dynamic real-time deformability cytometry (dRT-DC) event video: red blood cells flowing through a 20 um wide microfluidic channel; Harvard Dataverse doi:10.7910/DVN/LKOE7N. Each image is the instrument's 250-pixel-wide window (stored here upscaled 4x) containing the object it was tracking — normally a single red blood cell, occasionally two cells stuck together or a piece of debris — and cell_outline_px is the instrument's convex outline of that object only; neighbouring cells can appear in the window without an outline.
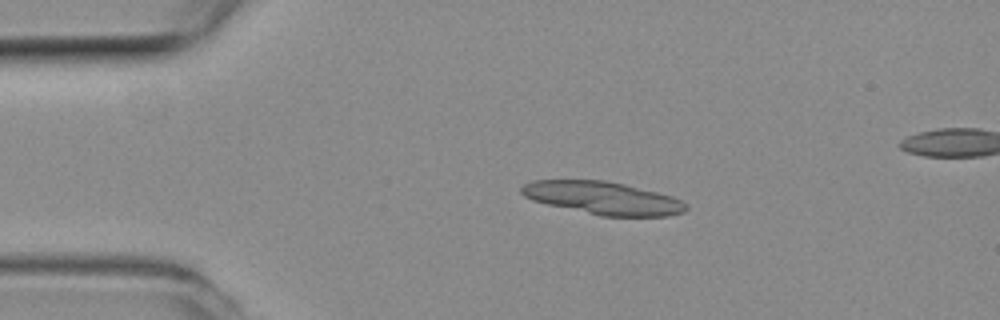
{"species": "common noctule bat (a hibernating species)", "species_latin": "Nyctalus noctula", "temperature_condition": "room temperature", "stored_images_in_passage": 22, "camera_frame_rate_fps": 3000, "um_per_image_px": 0.085, "animal": {"sex": "female", "body_mass_g": 19.3, "forearm_length_mm": 54.1}, "frame": {"image": 1, "passage_image": 1, "time_ms": 0.0, "image_size_px": [1000, 320], "cell_outline_px": [[688, 208], [684, 212], [668, 216], [600, 216], [548, 204], [532, 200], [524, 196], [520, 192], [520, 188], [524, 184], [532, 180], [604, 180], [624, 184], [672, 196], [688, 204]], "centroid_in_image_um": [51.24, 16.83], "position_along_channel_um": 33.8, "area_um2": 31.39}}